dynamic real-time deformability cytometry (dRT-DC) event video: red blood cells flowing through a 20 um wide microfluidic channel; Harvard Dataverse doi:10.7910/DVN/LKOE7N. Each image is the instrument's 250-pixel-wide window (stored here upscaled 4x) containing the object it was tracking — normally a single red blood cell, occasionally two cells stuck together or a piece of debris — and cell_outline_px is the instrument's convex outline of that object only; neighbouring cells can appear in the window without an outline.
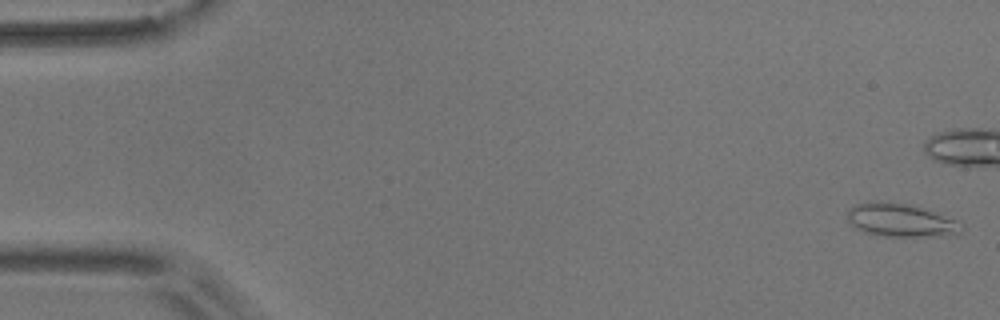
{"species": "common noctule bat (a hibernating species)", "species_latin": "Nyctalus noctula", "temperature_condition": "room temperature", "stored_images_in_passage": 56, "camera_frame_rate_fps": 3000, "um_per_image_px": 0.085, "animal": {"sex": "male", "body_mass_g": 17.9}, "frame": {"image": 1, "passage_image": 1, "time_ms": 0.0, "image_size_px": [1000, 320], "cell_outline_px": [[964, 228], [960, 232], [944, 236], [876, 236], [864, 232], [856, 228], [848, 220], [848, 208], [856, 204], [868, 200], [912, 204], [924, 208], [956, 220], [964, 224]], "centroid_in_image_um": [76.55, 18.71], "position_along_channel_um": 8.4, "area_um2": 22.37}}
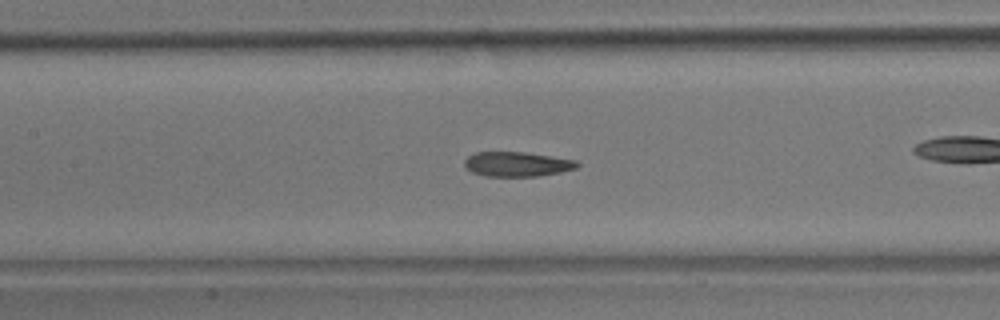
{"frame": {"image": 2, "passage_image": 25, "time_ms": 8.0, "image_size_px": [1000, 320], "cell_outline_px": [[580, 164], [576, 168], [560, 172], [536, 176], [484, 176], [472, 172], [464, 164], [464, 160], [468, 156], [476, 152], [524, 152], [576, 160]], "centroid_in_image_um": [43.94, 13.95], "position_along_channel_um": 163.5, "area_um2": 16.07}, "authors_computed_cell_mechanics": {"area_um2": 17.0221, "velocity_mm_per_s": 3.6242, "shape_relaxation_time_tau1_ms": null, "shape_relaxation_time_tau2_ms": 2.3557, "deformation_change_tau1": null, "deformation_change_tau2": 0.0822}}